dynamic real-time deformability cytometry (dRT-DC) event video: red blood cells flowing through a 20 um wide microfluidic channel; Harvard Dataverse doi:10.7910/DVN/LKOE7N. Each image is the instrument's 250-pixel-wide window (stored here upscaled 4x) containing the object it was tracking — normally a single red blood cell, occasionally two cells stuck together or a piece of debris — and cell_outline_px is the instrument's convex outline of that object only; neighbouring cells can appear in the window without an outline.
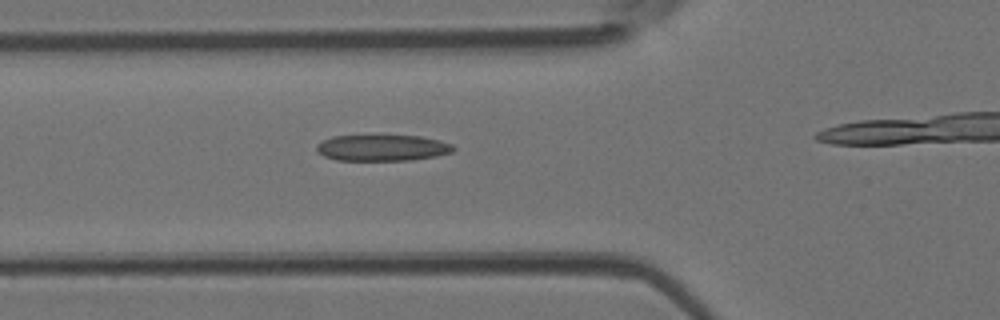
{"species": "Egyptian fruit bat (a non-hibernating species)", "species_latin": "Rousettus aegyptiacus", "temperature_condition": "room temperature", "stored_images_in_passage": 16, "camera_frame_rate_fps": 3000, "um_per_image_px": 0.085, "animal": {"sex": "female"}, "frame": {"image": 1, "passage_image": 12, "time_ms": 3.667, "image_size_px": [1000, 320], "cell_outline_px": [[456, 148], [452, 152], [436, 156], [412, 160], [336, 160], [324, 156], [316, 152], [316, 144], [332, 136], [420, 136], [440, 140], [452, 144]], "centroid_in_image_um": [32.5, 12.57], "position_along_channel_um": 93.3, "area_um2": 20.87}}